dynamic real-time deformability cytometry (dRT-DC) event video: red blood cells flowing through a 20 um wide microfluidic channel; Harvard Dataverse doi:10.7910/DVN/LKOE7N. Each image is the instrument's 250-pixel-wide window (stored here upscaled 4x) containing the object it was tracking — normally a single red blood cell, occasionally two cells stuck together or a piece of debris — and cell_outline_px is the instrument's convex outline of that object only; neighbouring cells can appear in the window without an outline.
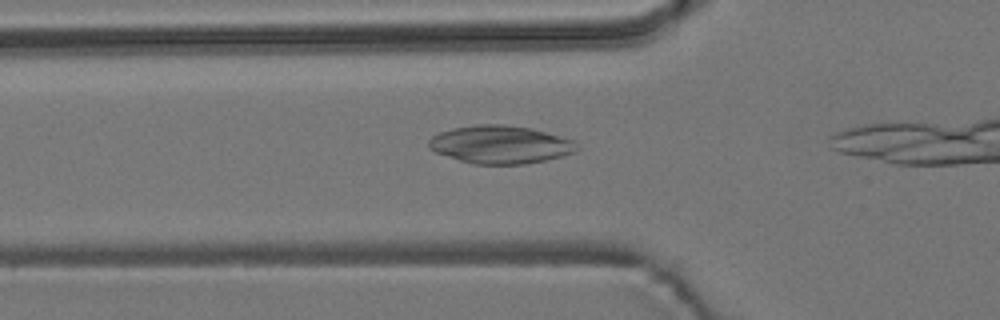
{"species": "common noctule bat (a hibernating species)", "species_latin": "Nyctalus noctula", "temperature_condition": "room temperature", "stored_images_in_passage": 12, "camera_frame_rate_fps": 3000, "um_per_image_px": 0.085, "animal": {"sex": "male", "body_mass_g": 19.2, "forearm_length_mm": 51.8}, "frame": {"image": 1, "passage_image": 7, "time_ms": 2.0, "image_size_px": [1000, 320], "cell_outline_px": [[580, 148], [576, 152], [544, 160], [524, 164], [472, 164], [436, 152], [428, 148], [428, 140], [432, 136], [440, 132], [452, 128], [476, 124], [504, 124], [532, 128], [576, 140]], "centroid_in_image_um": [42.56, 12.27], "position_along_channel_um": 83.2, "area_um2": 33.0}}
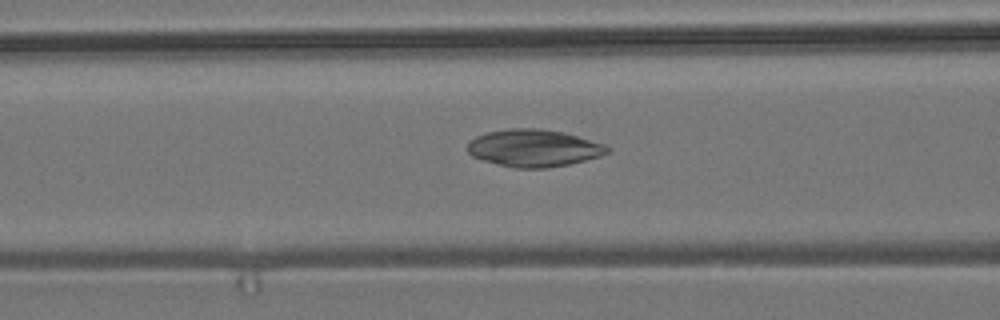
{"frame": {"image": 2, "passage_image": 10, "time_ms": 3.0, "image_size_px": [1000, 320], "cell_outline_px": [[612, 148], [608, 152], [600, 156], [568, 164], [548, 168], [516, 168], [484, 160], [472, 156], [468, 152], [468, 140], [476, 136], [488, 132], [508, 128], [540, 128], [564, 132], [604, 144]], "centroid_in_image_um": [45.37, 12.57], "position_along_channel_um": 121.2, "area_um2": 30.29}}